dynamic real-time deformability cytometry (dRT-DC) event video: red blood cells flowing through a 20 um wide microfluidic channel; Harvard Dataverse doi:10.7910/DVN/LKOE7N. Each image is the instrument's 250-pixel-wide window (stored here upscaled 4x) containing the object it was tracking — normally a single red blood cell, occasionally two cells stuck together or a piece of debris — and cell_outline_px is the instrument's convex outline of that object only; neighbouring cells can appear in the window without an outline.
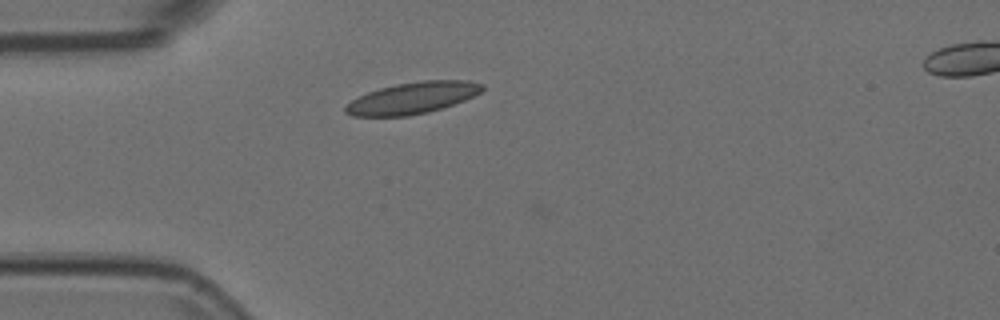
{"species": "Egyptian fruit bat (a non-hibernating species)", "species_latin": "Rousettus aegyptiacus", "temperature_condition": "room temperature", "stored_images_in_passage": 2, "camera_frame_rate_fps": 3000, "um_per_image_px": 0.085, "animal": {"sex": "female"}, "frame": {"image": 1, "passage_image": 1, "time_ms": 0.0, "image_size_px": [1000, 320], "cell_outline_px": [[484, 88], [480, 92], [464, 100], [428, 112], [408, 116], [352, 116], [344, 112], [344, 108], [352, 100], [368, 92], [380, 88], [396, 84], [420, 80], [468, 80], [484, 84]], "centroid_in_image_um": [35.06, 8.32], "position_along_channel_um": 49.9, "area_um2": 24.97}}